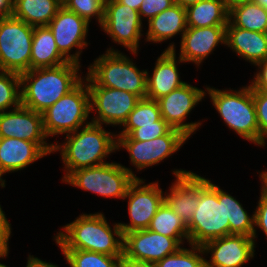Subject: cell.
<instances>
[{
    "label": "cell",
    "instance_id": "obj_20",
    "mask_svg": "<svg viewBox=\"0 0 267 267\" xmlns=\"http://www.w3.org/2000/svg\"><path fill=\"white\" fill-rule=\"evenodd\" d=\"M180 41L178 58L199 66L219 43L226 44V26L187 27Z\"/></svg>",
    "mask_w": 267,
    "mask_h": 267
},
{
    "label": "cell",
    "instance_id": "obj_24",
    "mask_svg": "<svg viewBox=\"0 0 267 267\" xmlns=\"http://www.w3.org/2000/svg\"><path fill=\"white\" fill-rule=\"evenodd\" d=\"M148 24V30L145 33L146 41L161 43L178 34L182 39L187 29L186 9L174 4L148 21Z\"/></svg>",
    "mask_w": 267,
    "mask_h": 267
},
{
    "label": "cell",
    "instance_id": "obj_30",
    "mask_svg": "<svg viewBox=\"0 0 267 267\" xmlns=\"http://www.w3.org/2000/svg\"><path fill=\"white\" fill-rule=\"evenodd\" d=\"M161 118V112L156 100L148 98L140 99L136 107L129 113L128 119L123 124L120 134L129 135L138 125H156Z\"/></svg>",
    "mask_w": 267,
    "mask_h": 267
},
{
    "label": "cell",
    "instance_id": "obj_15",
    "mask_svg": "<svg viewBox=\"0 0 267 267\" xmlns=\"http://www.w3.org/2000/svg\"><path fill=\"white\" fill-rule=\"evenodd\" d=\"M206 90L199 89L187 82L157 101L161 117L172 127L190 136L201 126V122L184 123L187 115L206 95Z\"/></svg>",
    "mask_w": 267,
    "mask_h": 267
},
{
    "label": "cell",
    "instance_id": "obj_43",
    "mask_svg": "<svg viewBox=\"0 0 267 267\" xmlns=\"http://www.w3.org/2000/svg\"><path fill=\"white\" fill-rule=\"evenodd\" d=\"M13 11V0H0V17L10 16Z\"/></svg>",
    "mask_w": 267,
    "mask_h": 267
},
{
    "label": "cell",
    "instance_id": "obj_18",
    "mask_svg": "<svg viewBox=\"0 0 267 267\" xmlns=\"http://www.w3.org/2000/svg\"><path fill=\"white\" fill-rule=\"evenodd\" d=\"M175 183L164 195V202L188 225L199 204V190L207 183V178L183 169L174 170Z\"/></svg>",
    "mask_w": 267,
    "mask_h": 267
},
{
    "label": "cell",
    "instance_id": "obj_3",
    "mask_svg": "<svg viewBox=\"0 0 267 267\" xmlns=\"http://www.w3.org/2000/svg\"><path fill=\"white\" fill-rule=\"evenodd\" d=\"M108 224L102 213L81 214L54 237L60 249L86 250L110 256L123 255V234L119 223ZM116 236V237H115Z\"/></svg>",
    "mask_w": 267,
    "mask_h": 267
},
{
    "label": "cell",
    "instance_id": "obj_2",
    "mask_svg": "<svg viewBox=\"0 0 267 267\" xmlns=\"http://www.w3.org/2000/svg\"><path fill=\"white\" fill-rule=\"evenodd\" d=\"M80 67L78 63L67 62L21 73V105L44 112L83 80L79 75Z\"/></svg>",
    "mask_w": 267,
    "mask_h": 267
},
{
    "label": "cell",
    "instance_id": "obj_16",
    "mask_svg": "<svg viewBox=\"0 0 267 267\" xmlns=\"http://www.w3.org/2000/svg\"><path fill=\"white\" fill-rule=\"evenodd\" d=\"M0 138H18L35 142L47 155L53 153V143L46 142L42 113L22 105L0 112Z\"/></svg>",
    "mask_w": 267,
    "mask_h": 267
},
{
    "label": "cell",
    "instance_id": "obj_41",
    "mask_svg": "<svg viewBox=\"0 0 267 267\" xmlns=\"http://www.w3.org/2000/svg\"><path fill=\"white\" fill-rule=\"evenodd\" d=\"M118 267H156V266L155 264L152 263L134 261L122 255Z\"/></svg>",
    "mask_w": 267,
    "mask_h": 267
},
{
    "label": "cell",
    "instance_id": "obj_50",
    "mask_svg": "<svg viewBox=\"0 0 267 267\" xmlns=\"http://www.w3.org/2000/svg\"><path fill=\"white\" fill-rule=\"evenodd\" d=\"M7 256H3V257H0V258H6ZM0 267H8V266H6L5 264H2V263H0Z\"/></svg>",
    "mask_w": 267,
    "mask_h": 267
},
{
    "label": "cell",
    "instance_id": "obj_47",
    "mask_svg": "<svg viewBox=\"0 0 267 267\" xmlns=\"http://www.w3.org/2000/svg\"><path fill=\"white\" fill-rule=\"evenodd\" d=\"M253 1L267 10V0H253Z\"/></svg>",
    "mask_w": 267,
    "mask_h": 267
},
{
    "label": "cell",
    "instance_id": "obj_12",
    "mask_svg": "<svg viewBox=\"0 0 267 267\" xmlns=\"http://www.w3.org/2000/svg\"><path fill=\"white\" fill-rule=\"evenodd\" d=\"M91 112H97L91 120L95 124L123 126L140 97L124 90L88 85Z\"/></svg>",
    "mask_w": 267,
    "mask_h": 267
},
{
    "label": "cell",
    "instance_id": "obj_9",
    "mask_svg": "<svg viewBox=\"0 0 267 267\" xmlns=\"http://www.w3.org/2000/svg\"><path fill=\"white\" fill-rule=\"evenodd\" d=\"M34 27L13 15L0 17V70L21 74L30 70Z\"/></svg>",
    "mask_w": 267,
    "mask_h": 267
},
{
    "label": "cell",
    "instance_id": "obj_44",
    "mask_svg": "<svg viewBox=\"0 0 267 267\" xmlns=\"http://www.w3.org/2000/svg\"><path fill=\"white\" fill-rule=\"evenodd\" d=\"M119 3L127 5L135 10H139L143 0H117Z\"/></svg>",
    "mask_w": 267,
    "mask_h": 267
},
{
    "label": "cell",
    "instance_id": "obj_37",
    "mask_svg": "<svg viewBox=\"0 0 267 267\" xmlns=\"http://www.w3.org/2000/svg\"><path fill=\"white\" fill-rule=\"evenodd\" d=\"M174 0H143L138 10L140 19L142 16L150 21L159 13L174 5Z\"/></svg>",
    "mask_w": 267,
    "mask_h": 267
},
{
    "label": "cell",
    "instance_id": "obj_32",
    "mask_svg": "<svg viewBox=\"0 0 267 267\" xmlns=\"http://www.w3.org/2000/svg\"><path fill=\"white\" fill-rule=\"evenodd\" d=\"M20 105V74L0 70V112H4L10 108L15 109Z\"/></svg>",
    "mask_w": 267,
    "mask_h": 267
},
{
    "label": "cell",
    "instance_id": "obj_28",
    "mask_svg": "<svg viewBox=\"0 0 267 267\" xmlns=\"http://www.w3.org/2000/svg\"><path fill=\"white\" fill-rule=\"evenodd\" d=\"M229 21L238 28L267 33V10L253 0L231 5Z\"/></svg>",
    "mask_w": 267,
    "mask_h": 267
},
{
    "label": "cell",
    "instance_id": "obj_6",
    "mask_svg": "<svg viewBox=\"0 0 267 267\" xmlns=\"http://www.w3.org/2000/svg\"><path fill=\"white\" fill-rule=\"evenodd\" d=\"M206 90L225 124L243 139L259 146V127L251 85L237 91H222L207 86Z\"/></svg>",
    "mask_w": 267,
    "mask_h": 267
},
{
    "label": "cell",
    "instance_id": "obj_1",
    "mask_svg": "<svg viewBox=\"0 0 267 267\" xmlns=\"http://www.w3.org/2000/svg\"><path fill=\"white\" fill-rule=\"evenodd\" d=\"M189 245L206 242L231 234L254 236V213L250 217L242 204L207 179L199 190V204L187 225Z\"/></svg>",
    "mask_w": 267,
    "mask_h": 267
},
{
    "label": "cell",
    "instance_id": "obj_5",
    "mask_svg": "<svg viewBox=\"0 0 267 267\" xmlns=\"http://www.w3.org/2000/svg\"><path fill=\"white\" fill-rule=\"evenodd\" d=\"M105 52L88 68L86 79L83 78L87 85L124 90L141 99L146 98L147 71H140L132 59L114 48H108Z\"/></svg>",
    "mask_w": 267,
    "mask_h": 267
},
{
    "label": "cell",
    "instance_id": "obj_22",
    "mask_svg": "<svg viewBox=\"0 0 267 267\" xmlns=\"http://www.w3.org/2000/svg\"><path fill=\"white\" fill-rule=\"evenodd\" d=\"M47 154L35 143L18 138H0V171L17 172Z\"/></svg>",
    "mask_w": 267,
    "mask_h": 267
},
{
    "label": "cell",
    "instance_id": "obj_17",
    "mask_svg": "<svg viewBox=\"0 0 267 267\" xmlns=\"http://www.w3.org/2000/svg\"><path fill=\"white\" fill-rule=\"evenodd\" d=\"M48 27L53 32L59 51L70 61L80 64L79 57L82 49L86 48V36L89 23L76 13L61 6L56 16L49 22ZM76 53L70 54L73 48Z\"/></svg>",
    "mask_w": 267,
    "mask_h": 267
},
{
    "label": "cell",
    "instance_id": "obj_36",
    "mask_svg": "<svg viewBox=\"0 0 267 267\" xmlns=\"http://www.w3.org/2000/svg\"><path fill=\"white\" fill-rule=\"evenodd\" d=\"M252 95L259 127V145L264 147L267 142V91L252 88Z\"/></svg>",
    "mask_w": 267,
    "mask_h": 267
},
{
    "label": "cell",
    "instance_id": "obj_49",
    "mask_svg": "<svg viewBox=\"0 0 267 267\" xmlns=\"http://www.w3.org/2000/svg\"><path fill=\"white\" fill-rule=\"evenodd\" d=\"M2 176H3V173L0 171V186L3 188L6 185H5V180H3Z\"/></svg>",
    "mask_w": 267,
    "mask_h": 267
},
{
    "label": "cell",
    "instance_id": "obj_26",
    "mask_svg": "<svg viewBox=\"0 0 267 267\" xmlns=\"http://www.w3.org/2000/svg\"><path fill=\"white\" fill-rule=\"evenodd\" d=\"M186 9L187 27L227 26L229 6L224 0H201Z\"/></svg>",
    "mask_w": 267,
    "mask_h": 267
},
{
    "label": "cell",
    "instance_id": "obj_42",
    "mask_svg": "<svg viewBox=\"0 0 267 267\" xmlns=\"http://www.w3.org/2000/svg\"><path fill=\"white\" fill-rule=\"evenodd\" d=\"M26 267H58L53 263L42 261L41 259L29 255Z\"/></svg>",
    "mask_w": 267,
    "mask_h": 267
},
{
    "label": "cell",
    "instance_id": "obj_39",
    "mask_svg": "<svg viewBox=\"0 0 267 267\" xmlns=\"http://www.w3.org/2000/svg\"><path fill=\"white\" fill-rule=\"evenodd\" d=\"M11 229V224L8 222L5 212L0 205V257L8 256V242L11 236Z\"/></svg>",
    "mask_w": 267,
    "mask_h": 267
},
{
    "label": "cell",
    "instance_id": "obj_21",
    "mask_svg": "<svg viewBox=\"0 0 267 267\" xmlns=\"http://www.w3.org/2000/svg\"><path fill=\"white\" fill-rule=\"evenodd\" d=\"M177 61L178 63H184L180 58L176 60L175 45L170 43L158 57L151 77H149L150 73L147 72L146 98L158 100L186 83L180 80Z\"/></svg>",
    "mask_w": 267,
    "mask_h": 267
},
{
    "label": "cell",
    "instance_id": "obj_34",
    "mask_svg": "<svg viewBox=\"0 0 267 267\" xmlns=\"http://www.w3.org/2000/svg\"><path fill=\"white\" fill-rule=\"evenodd\" d=\"M62 6L84 18L89 24L96 17L101 26L104 20L105 0H62Z\"/></svg>",
    "mask_w": 267,
    "mask_h": 267
},
{
    "label": "cell",
    "instance_id": "obj_11",
    "mask_svg": "<svg viewBox=\"0 0 267 267\" xmlns=\"http://www.w3.org/2000/svg\"><path fill=\"white\" fill-rule=\"evenodd\" d=\"M189 137L182 131L171 128L165 135L152 140H117V150L121 147L129 153V159L137 171L159 164L177 152Z\"/></svg>",
    "mask_w": 267,
    "mask_h": 267
},
{
    "label": "cell",
    "instance_id": "obj_25",
    "mask_svg": "<svg viewBox=\"0 0 267 267\" xmlns=\"http://www.w3.org/2000/svg\"><path fill=\"white\" fill-rule=\"evenodd\" d=\"M70 62L58 49L48 26L34 27L30 69L51 68Z\"/></svg>",
    "mask_w": 267,
    "mask_h": 267
},
{
    "label": "cell",
    "instance_id": "obj_35",
    "mask_svg": "<svg viewBox=\"0 0 267 267\" xmlns=\"http://www.w3.org/2000/svg\"><path fill=\"white\" fill-rule=\"evenodd\" d=\"M172 127L161 117L156 125H138L129 135H117V140H152L165 135Z\"/></svg>",
    "mask_w": 267,
    "mask_h": 267
},
{
    "label": "cell",
    "instance_id": "obj_10",
    "mask_svg": "<svg viewBox=\"0 0 267 267\" xmlns=\"http://www.w3.org/2000/svg\"><path fill=\"white\" fill-rule=\"evenodd\" d=\"M172 238L149 229L135 230L123 234V256L140 262L156 264L164 257L176 253L184 240Z\"/></svg>",
    "mask_w": 267,
    "mask_h": 267
},
{
    "label": "cell",
    "instance_id": "obj_46",
    "mask_svg": "<svg viewBox=\"0 0 267 267\" xmlns=\"http://www.w3.org/2000/svg\"><path fill=\"white\" fill-rule=\"evenodd\" d=\"M262 183L261 190L267 195V170L259 174Z\"/></svg>",
    "mask_w": 267,
    "mask_h": 267
},
{
    "label": "cell",
    "instance_id": "obj_29",
    "mask_svg": "<svg viewBox=\"0 0 267 267\" xmlns=\"http://www.w3.org/2000/svg\"><path fill=\"white\" fill-rule=\"evenodd\" d=\"M147 229L172 238H189L187 225L165 202L158 208Z\"/></svg>",
    "mask_w": 267,
    "mask_h": 267
},
{
    "label": "cell",
    "instance_id": "obj_38",
    "mask_svg": "<svg viewBox=\"0 0 267 267\" xmlns=\"http://www.w3.org/2000/svg\"><path fill=\"white\" fill-rule=\"evenodd\" d=\"M261 195L259 197L258 206L254 211V236L255 239L257 236L256 227L261 229L267 237V195L261 190Z\"/></svg>",
    "mask_w": 267,
    "mask_h": 267
},
{
    "label": "cell",
    "instance_id": "obj_45",
    "mask_svg": "<svg viewBox=\"0 0 267 267\" xmlns=\"http://www.w3.org/2000/svg\"><path fill=\"white\" fill-rule=\"evenodd\" d=\"M199 1L201 0H174V3L186 8L192 4L198 3Z\"/></svg>",
    "mask_w": 267,
    "mask_h": 267
},
{
    "label": "cell",
    "instance_id": "obj_13",
    "mask_svg": "<svg viewBox=\"0 0 267 267\" xmlns=\"http://www.w3.org/2000/svg\"><path fill=\"white\" fill-rule=\"evenodd\" d=\"M139 12L117 0H106L104 20L100 26L113 42L138 54L139 40L143 34Z\"/></svg>",
    "mask_w": 267,
    "mask_h": 267
},
{
    "label": "cell",
    "instance_id": "obj_7",
    "mask_svg": "<svg viewBox=\"0 0 267 267\" xmlns=\"http://www.w3.org/2000/svg\"><path fill=\"white\" fill-rule=\"evenodd\" d=\"M84 83V84H83ZM90 92L85 80L42 112L45 135L69 134L91 123ZM87 122L86 124H84ZM84 124V125H83Z\"/></svg>",
    "mask_w": 267,
    "mask_h": 267
},
{
    "label": "cell",
    "instance_id": "obj_40",
    "mask_svg": "<svg viewBox=\"0 0 267 267\" xmlns=\"http://www.w3.org/2000/svg\"><path fill=\"white\" fill-rule=\"evenodd\" d=\"M258 70L254 76L251 87L267 91V59L256 65Z\"/></svg>",
    "mask_w": 267,
    "mask_h": 267
},
{
    "label": "cell",
    "instance_id": "obj_31",
    "mask_svg": "<svg viewBox=\"0 0 267 267\" xmlns=\"http://www.w3.org/2000/svg\"><path fill=\"white\" fill-rule=\"evenodd\" d=\"M61 251L71 267H118L121 260V256L86 250L61 249Z\"/></svg>",
    "mask_w": 267,
    "mask_h": 267
},
{
    "label": "cell",
    "instance_id": "obj_19",
    "mask_svg": "<svg viewBox=\"0 0 267 267\" xmlns=\"http://www.w3.org/2000/svg\"><path fill=\"white\" fill-rule=\"evenodd\" d=\"M255 240L247 235L231 234L206 242L204 253L210 252L206 267H241L254 257Z\"/></svg>",
    "mask_w": 267,
    "mask_h": 267
},
{
    "label": "cell",
    "instance_id": "obj_23",
    "mask_svg": "<svg viewBox=\"0 0 267 267\" xmlns=\"http://www.w3.org/2000/svg\"><path fill=\"white\" fill-rule=\"evenodd\" d=\"M253 65L267 59V33L235 27L230 21L226 26V44Z\"/></svg>",
    "mask_w": 267,
    "mask_h": 267
},
{
    "label": "cell",
    "instance_id": "obj_14",
    "mask_svg": "<svg viewBox=\"0 0 267 267\" xmlns=\"http://www.w3.org/2000/svg\"><path fill=\"white\" fill-rule=\"evenodd\" d=\"M143 183L142 179H135L124 197V199L128 198L130 222L119 223L122 234L147 229L158 208L164 202V193L157 182Z\"/></svg>",
    "mask_w": 267,
    "mask_h": 267
},
{
    "label": "cell",
    "instance_id": "obj_4",
    "mask_svg": "<svg viewBox=\"0 0 267 267\" xmlns=\"http://www.w3.org/2000/svg\"><path fill=\"white\" fill-rule=\"evenodd\" d=\"M80 129L66 134L63 144L58 141L53 144V152L61 151L65 165L62 181L72 171L108 163L105 157L117 151V135L106 131L102 125L91 122Z\"/></svg>",
    "mask_w": 267,
    "mask_h": 267
},
{
    "label": "cell",
    "instance_id": "obj_8",
    "mask_svg": "<svg viewBox=\"0 0 267 267\" xmlns=\"http://www.w3.org/2000/svg\"><path fill=\"white\" fill-rule=\"evenodd\" d=\"M138 179L119 163H105L72 171L62 182L106 198L124 199L129 186Z\"/></svg>",
    "mask_w": 267,
    "mask_h": 267
},
{
    "label": "cell",
    "instance_id": "obj_33",
    "mask_svg": "<svg viewBox=\"0 0 267 267\" xmlns=\"http://www.w3.org/2000/svg\"><path fill=\"white\" fill-rule=\"evenodd\" d=\"M191 249L181 247L176 253L164 257L158 261L156 267H206V259L202 246L189 245Z\"/></svg>",
    "mask_w": 267,
    "mask_h": 267
},
{
    "label": "cell",
    "instance_id": "obj_27",
    "mask_svg": "<svg viewBox=\"0 0 267 267\" xmlns=\"http://www.w3.org/2000/svg\"><path fill=\"white\" fill-rule=\"evenodd\" d=\"M61 6V0H13L12 15L33 27L48 26Z\"/></svg>",
    "mask_w": 267,
    "mask_h": 267
},
{
    "label": "cell",
    "instance_id": "obj_48",
    "mask_svg": "<svg viewBox=\"0 0 267 267\" xmlns=\"http://www.w3.org/2000/svg\"><path fill=\"white\" fill-rule=\"evenodd\" d=\"M227 5L230 7L231 5L238 3V2H243V1H249V0H224Z\"/></svg>",
    "mask_w": 267,
    "mask_h": 267
}]
</instances>
